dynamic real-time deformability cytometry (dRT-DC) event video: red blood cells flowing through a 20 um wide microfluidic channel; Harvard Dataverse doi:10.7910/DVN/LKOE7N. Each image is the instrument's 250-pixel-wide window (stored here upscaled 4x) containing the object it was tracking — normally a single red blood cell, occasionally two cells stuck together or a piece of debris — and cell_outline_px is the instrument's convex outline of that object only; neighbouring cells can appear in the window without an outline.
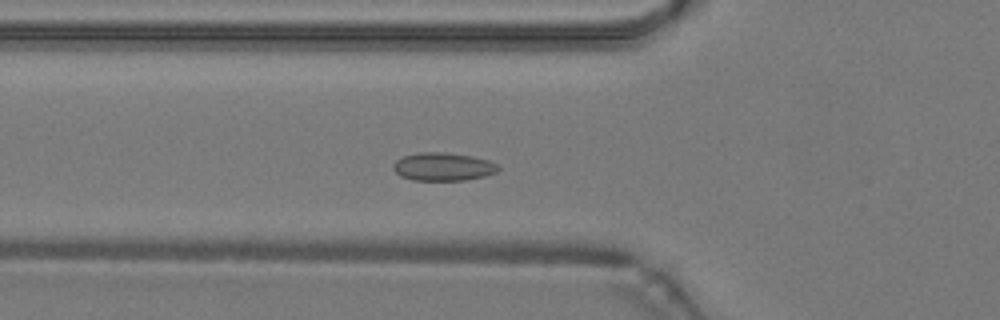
{"species": "common noctule bat (a hibernating species)", "species_latin": "Nyctalus noctula", "temperature_condition": "warm", "stored_images_in_passage": 45, "camera_frame_rate_fps": 3000, "um_per_image_px": 0.085, "animal": {"sex": "male", "body_mass_g": 19.2, "forearm_length_mm": 51.8}, "frame": {"image": 1, "passage_image": 13, "time_ms": 4.0, "image_size_px": [1000, 320], "cell_outline_px": [[500, 168], [496, 172], [484, 176], [464, 180], [412, 180], [400, 176], [392, 168], [392, 164], [396, 160], [404, 156], [420, 152], [444, 152], [472, 156], [488, 160], [496, 164]], "centroid_in_image_um": [37.63, 14.17], "position_along_channel_um": 88.2, "area_um2": 17.17}}
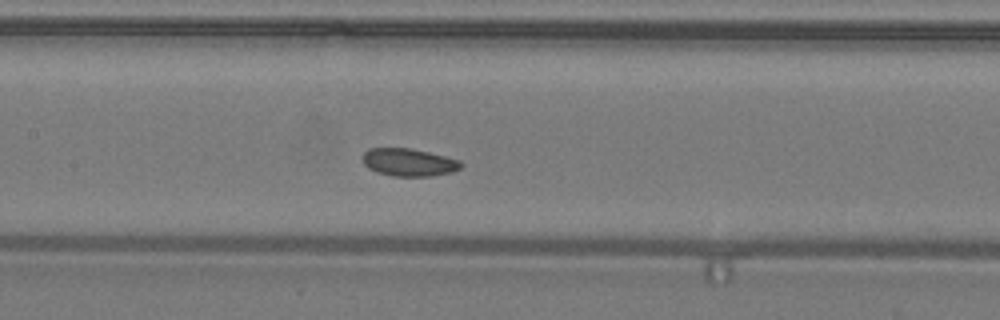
{"frame": {"image": 2, "passage_image": 19, "time_ms": 6.0, "image_size_px": [1000, 320], "cell_outline_px": [[464, 164], [460, 168], [452, 172], [432, 176], [392, 176], [368, 168], [364, 164], [364, 152], [368, 148], [412, 148], [460, 160]], "centroid_in_image_um": [34.78, 13.79], "position_along_channel_um": 172.6, "area_um2": 15.78}}
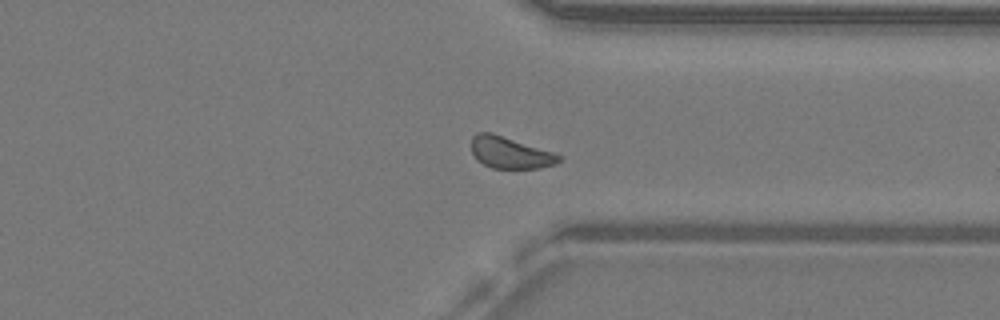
{"frame": {"image": 3, "passage_image": 33, "time_ms": 10.667, "image_size_px": [1000, 320], "cell_outline_px": [[560, 160], [556, 164], [540, 168], [492, 168], [476, 160], [472, 152], [472, 136], [476, 132], [492, 132], [552, 152], [560, 156]], "centroid_in_image_um": [43.32, 12.97], "position_along_channel_um": 368.1, "area_um2": 16.01}, "authors_computed_cell_mechanics": {"area_um2": 16.5308, "velocity_mm_per_s": 4.2186, "shape_relaxation_time_tau1_ms": null, "shape_relaxation_time_tau2_ms": 3.3712, "deformation_change_tau1": null, "deformation_change_tau2": 0.0835}}